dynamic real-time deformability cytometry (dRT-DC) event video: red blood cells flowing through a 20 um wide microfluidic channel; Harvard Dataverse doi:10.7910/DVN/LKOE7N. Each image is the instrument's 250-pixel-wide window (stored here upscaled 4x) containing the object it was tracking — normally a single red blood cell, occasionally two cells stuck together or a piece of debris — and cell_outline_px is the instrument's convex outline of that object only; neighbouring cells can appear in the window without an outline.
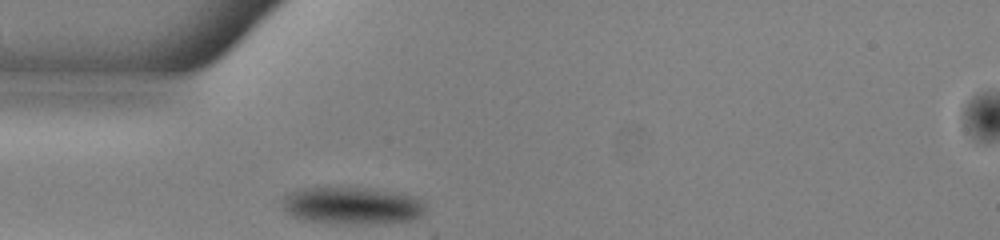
{"species": "common noctule bat (a hibernating species)", "species_latin": "Nyctalus noctula", "temperature_condition": "warm", "stored_images_in_passage": 28, "camera_frame_rate_fps": 3000, "um_per_image_px": 0.085, "animal": {"sex": "male", "body_mass_g": 13.0, "forearm_length_mm": 53.1}, "frame": {"image": 1, "passage_image": 1, "time_ms": 0.0, "image_size_px": [1000, 240], "cell_outline_px": [[424, 212], [420, 216], [412, 220], [384, 224], [332, 224], [300, 220], [284, 212], [284, 200], [288, 192], [300, 188], [368, 188], [420, 196], [424, 200]], "centroid_in_image_um": [29.96, 17.5], "position_along_channel_um": 55.0, "area_um2": 31.79}}
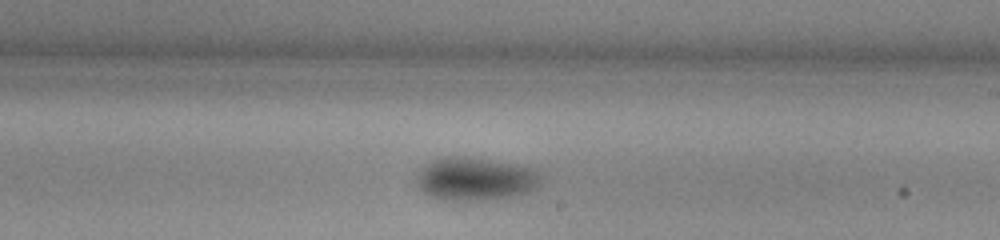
{"frame": {"image": 2, "passage_image": 16, "time_ms": 5.0, "image_size_px": [1000, 240], "cell_outline_px": [[544, 176], [540, 184], [536, 188], [528, 192], [516, 196], [480, 200], [444, 200], [432, 196], [424, 192], [420, 188], [416, 180], [416, 176], [424, 164], [440, 156], [468, 156], [512, 164], [532, 168]], "centroid_in_image_um": [40.41, 15.2], "position_along_channel_um": 248.6, "area_um2": 31.44}}
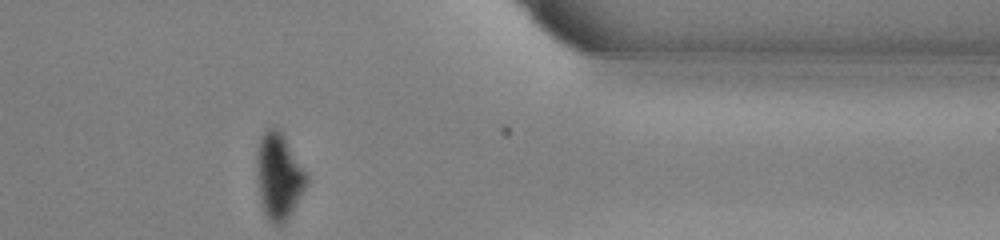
{"frame": {"image": 3, "passage_image": 28, "time_ms": 9.0, "image_size_px": [1000, 240], "cell_outline_px": [[308, 184], [292, 212], [284, 224], [272, 224], [268, 220], [264, 212], [260, 196], [256, 164], [256, 152], [260, 136], [268, 128], [280, 128], [308, 176]], "centroid_in_image_um": [23.7, 14.96], "position_along_channel_um": 387.7, "area_um2": 25.03}}